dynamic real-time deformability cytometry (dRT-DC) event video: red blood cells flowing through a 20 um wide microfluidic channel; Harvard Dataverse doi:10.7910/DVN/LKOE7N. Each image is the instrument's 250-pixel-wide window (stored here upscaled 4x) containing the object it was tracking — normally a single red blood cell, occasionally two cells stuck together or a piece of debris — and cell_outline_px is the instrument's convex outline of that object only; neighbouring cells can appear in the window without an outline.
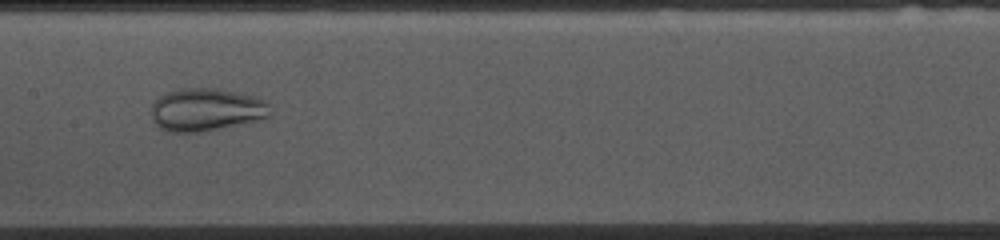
{"species": "common noctule bat (a hibernating species)", "species_latin": "Nyctalus noctula", "temperature_condition": "cold", "stored_images_in_passage": 44, "camera_frame_rate_fps": 3000, "um_per_image_px": 0.085, "animal": {"sex": "female", "body_mass_g": 10.0, "forearm_length_mm": 53.1}, "frame": {"image": 1, "passage_image": 16, "time_ms": 5.0, "image_size_px": [1000, 240], "cell_outline_px": [[272, 116], [264, 120], [204, 132], [168, 132], [160, 128], [152, 120], [152, 104], [160, 96], [176, 88], [216, 88], [256, 96], [264, 100], [268, 104]], "centroid_in_image_um": [17.57, 9.34], "position_along_channel_um": 189.8, "area_um2": 30.23}}
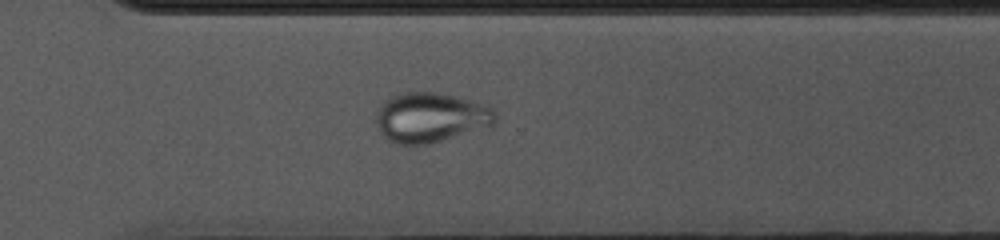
{"frame": {"image": 2, "passage_image": 28, "time_ms": 9.0, "image_size_px": [1000, 240], "cell_outline_px": [[496, 120], [492, 124], [428, 144], [400, 144], [388, 140], [380, 132], [376, 120], [376, 112], [392, 96], [400, 92], [436, 92], [472, 100], [488, 104], [492, 108], [496, 116]], "centroid_in_image_um": [36.59, 9.96], "position_along_channel_um": 334.0, "area_um2": 33.99}}
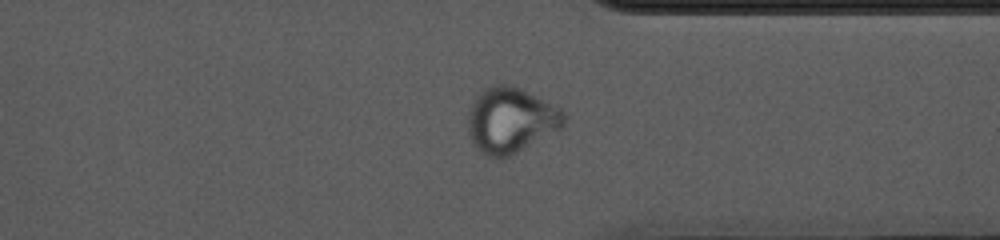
{"frame": {"image": 3, "passage_image": 31, "time_ms": 10.0, "image_size_px": [1000, 240], "cell_outline_px": [[568, 120], [564, 128], [500, 160], [496, 160], [488, 156], [476, 148], [468, 132], [468, 112], [476, 96], [484, 88], [496, 84], [512, 84], [560, 108], [568, 116]], "centroid_in_image_um": [43.44, 10.22], "position_along_channel_um": 368.0, "area_um2": 36.93}}